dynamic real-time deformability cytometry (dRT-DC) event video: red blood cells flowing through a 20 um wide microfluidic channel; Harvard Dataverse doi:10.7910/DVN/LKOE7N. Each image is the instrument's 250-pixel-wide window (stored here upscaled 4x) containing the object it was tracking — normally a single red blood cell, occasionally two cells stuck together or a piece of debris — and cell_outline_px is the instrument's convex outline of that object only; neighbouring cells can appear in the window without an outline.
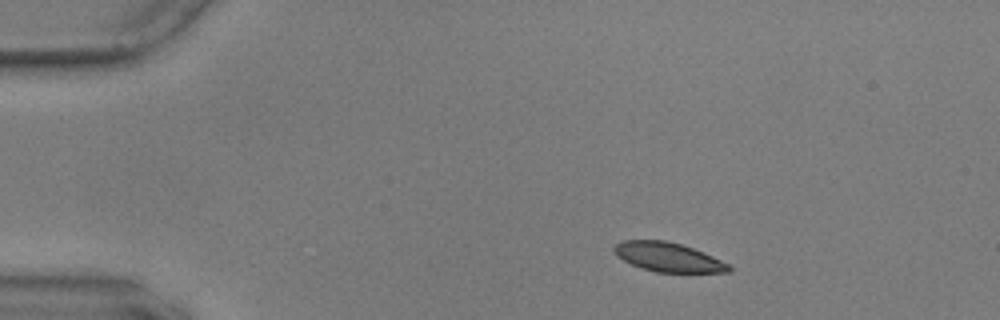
{"species": "common noctule bat (a hibernating species)", "species_latin": "Nyctalus noctula", "temperature_condition": "warm", "stored_images_in_passage": 48, "camera_frame_rate_fps": 3000, "um_per_image_px": 0.085, "animal": {"sex": "male", "body_mass_g": 17.9, "forearm_length_mm": 54.2}, "frame": {"image": 1, "passage_image": 1, "time_ms": 0.0, "image_size_px": [1000, 320], "cell_outline_px": [[732, 268], [728, 272], [656, 272], [640, 268], [616, 256], [612, 248], [616, 244], [624, 240], [664, 240], [680, 244], [704, 252], [728, 264]], "centroid_in_image_um": [56.75, 21.85], "position_along_channel_um": 28.2, "area_um2": 19.36}}
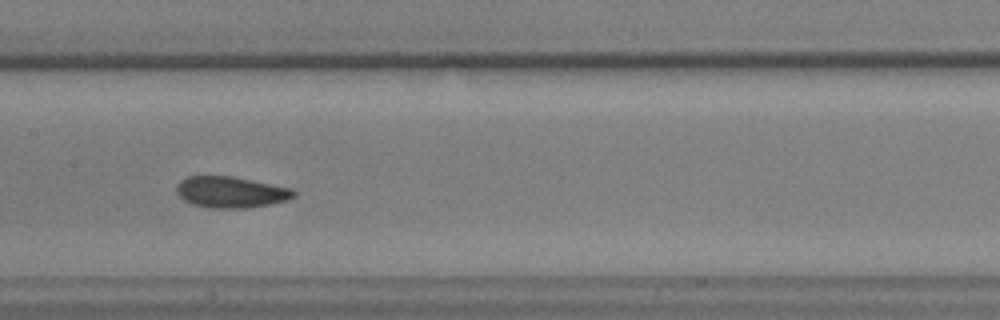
{"frame": {"image": 2, "passage_image": 20, "time_ms": 6.333, "image_size_px": [1000, 320], "cell_outline_px": [[296, 196], [288, 200], [248, 208], [212, 208], [192, 204], [184, 200], [176, 192], [176, 188], [180, 180], [188, 176], [232, 176], [292, 188], [296, 192]], "centroid_in_image_um": [19.63, 16.33], "position_along_channel_um": 187.8, "area_um2": 21.33}}
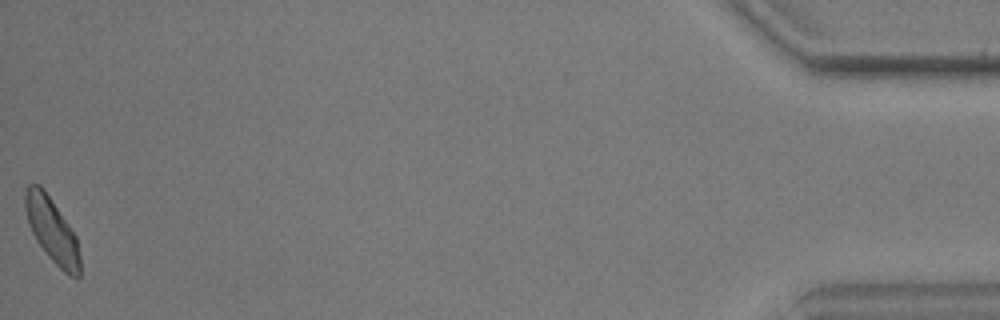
{"frame": {"image": 3, "passage_image": 48, "time_ms": 15.667, "image_size_px": [1000, 320], "cell_outline_px": [[80, 276], [68, 276], [48, 256], [36, 240], [28, 224], [24, 208], [24, 196], [28, 184], [40, 184], [44, 188], [76, 236], [80, 256]], "centroid_in_image_um": [4.4, 19.55], "position_along_channel_um": 430.8, "area_um2": 20.58}, "authors_computed_cell_mechanics": {"area_um2": 20.7791, "velocity_mm_per_s": 3.5737, "shape_relaxation_time_tau1_ms": 5.2568, "shape_relaxation_time_tau2_ms": 2.0876, "deformation_change_tau1": 0.1114, "deformation_change_tau2": 0.0649}}